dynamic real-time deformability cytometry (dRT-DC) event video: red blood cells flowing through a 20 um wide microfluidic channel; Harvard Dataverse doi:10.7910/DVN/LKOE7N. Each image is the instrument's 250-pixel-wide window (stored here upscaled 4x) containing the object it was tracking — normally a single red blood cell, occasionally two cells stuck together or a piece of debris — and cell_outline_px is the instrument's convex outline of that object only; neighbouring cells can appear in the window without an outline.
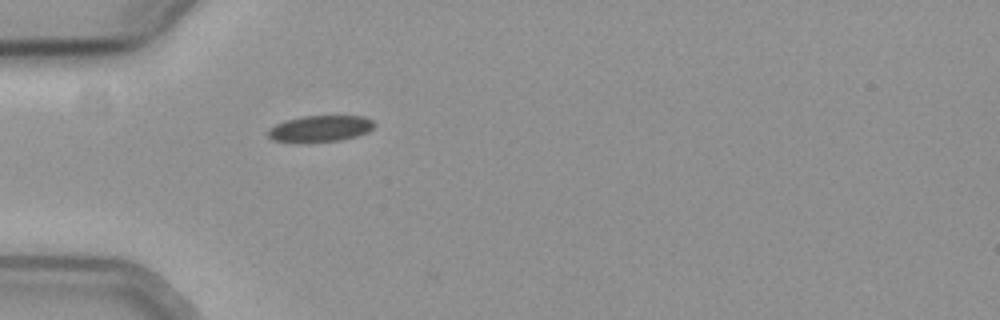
{"species": "common noctule bat (a hibernating species)", "species_latin": "Nyctalus noctula", "temperature_condition": "cold", "stored_images_in_passage": 33, "camera_frame_rate_fps": 3000, "um_per_image_px": 0.085, "animal": {"sex": "female", "body_mass_g": 19.3, "forearm_length_mm": 54.1}, "frame": {"image": 1, "passage_image": 1, "time_ms": 0.0, "image_size_px": [1000, 320], "cell_outline_px": [[376, 124], [368, 132], [356, 136], [340, 140], [272, 140], [268, 136], [268, 128], [284, 120], [300, 116], [364, 116], [372, 120]], "centroid_in_image_um": [27.25, 10.88], "position_along_channel_um": 57.8, "area_um2": 15.78}}
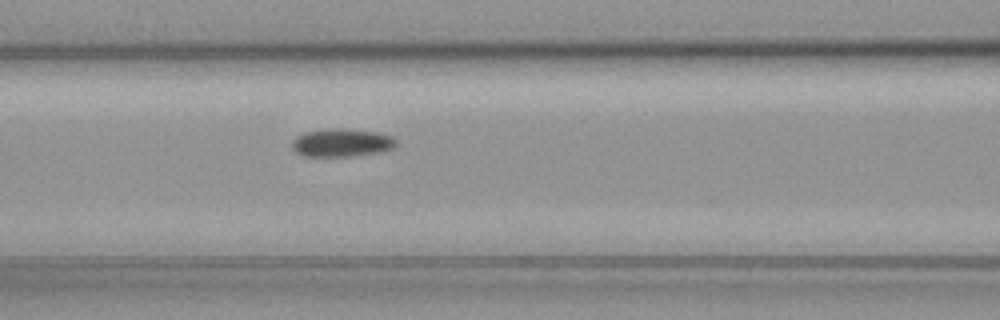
{"frame": {"image": 2, "passage_image": 8, "time_ms": 2.333, "image_size_px": [1000, 320], "cell_outline_px": [[396, 144], [392, 148], [380, 152], [348, 156], [304, 156], [296, 152], [292, 148], [292, 140], [296, 136], [304, 132], [324, 128], [344, 128], [380, 132], [392, 136], [396, 140]], "centroid_in_image_um": [29.02, 12.11], "position_along_channel_um": 137.6, "area_um2": 17.22}}
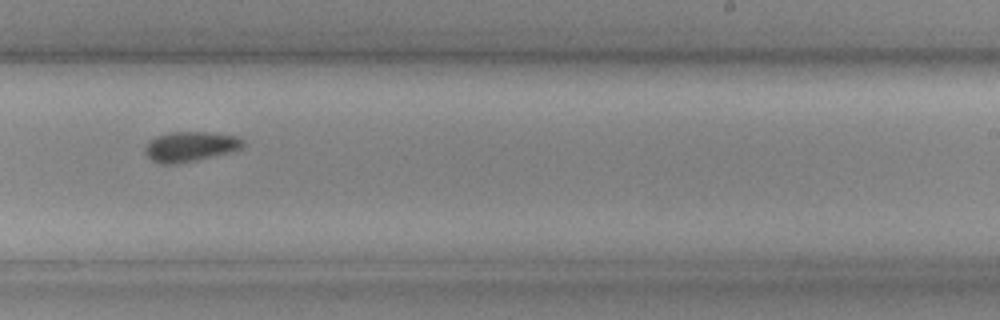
{"frame": {"image": 3, "passage_image": 19, "time_ms": 6.0, "image_size_px": [1000, 320], "cell_outline_px": [[244, 144], [240, 148], [228, 152], [196, 160], [176, 164], [160, 164], [152, 160], [144, 152], [144, 148], [156, 136], [168, 132], [208, 132], [240, 136], [244, 140]], "centroid_in_image_um": [16.17, 12.45], "position_along_channel_um": 272.8, "area_um2": 16.99}}